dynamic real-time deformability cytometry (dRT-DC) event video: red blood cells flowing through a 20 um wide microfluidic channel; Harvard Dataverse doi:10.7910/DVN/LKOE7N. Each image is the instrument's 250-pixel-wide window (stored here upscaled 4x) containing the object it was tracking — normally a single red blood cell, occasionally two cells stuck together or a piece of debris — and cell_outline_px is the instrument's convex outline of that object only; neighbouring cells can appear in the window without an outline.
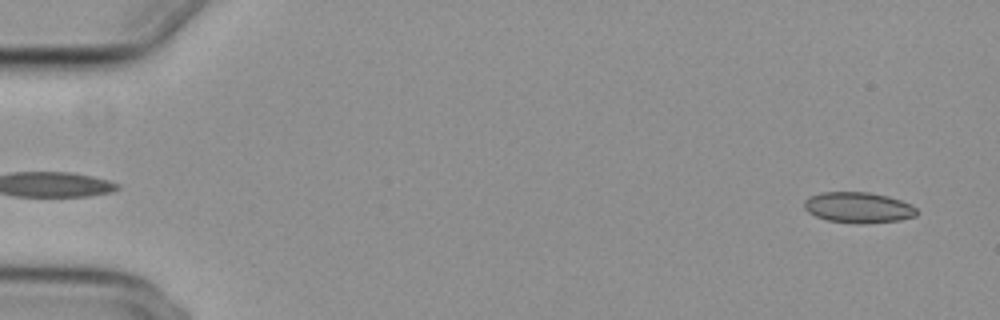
{"species": "common noctule bat (a hibernating species)", "species_latin": "Nyctalus noctula", "temperature_condition": "cold", "stored_images_in_passage": 56, "camera_frame_rate_fps": 3000, "um_per_image_px": 0.085, "animal": {"sex": "female", "body_mass_g": 29.2, "forearm_length_mm": 56.3}, "frame": {"image": 1, "passage_image": 3, "time_ms": 0.667, "image_size_px": [1000, 320], "cell_outline_px": [[920, 212], [916, 216], [900, 220], [860, 224], [856, 224], [828, 220], [816, 216], [808, 212], [804, 208], [804, 200], [808, 196], [820, 192], [868, 192], [888, 196], [912, 204]], "centroid_in_image_um": [72.97, 17.64], "position_along_channel_um": 12.0, "area_um2": 20.4}}
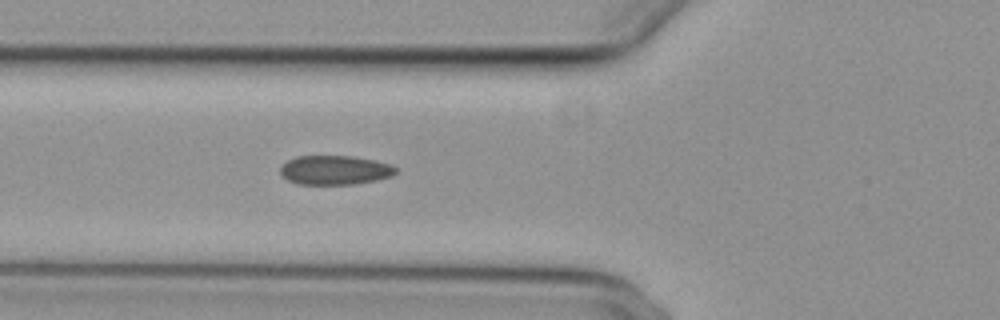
{"frame": {"image": 2, "passage_image": 21, "time_ms": 6.667, "image_size_px": [1000, 320], "cell_outline_px": [[396, 172], [392, 176], [376, 180], [356, 184], [296, 184], [288, 180], [280, 172], [280, 168], [288, 160], [296, 156], [352, 156], [376, 160], [392, 164], [396, 168]], "centroid_in_image_um": [28.49, 14.45], "position_along_channel_um": 97.3, "area_um2": 19.71}}
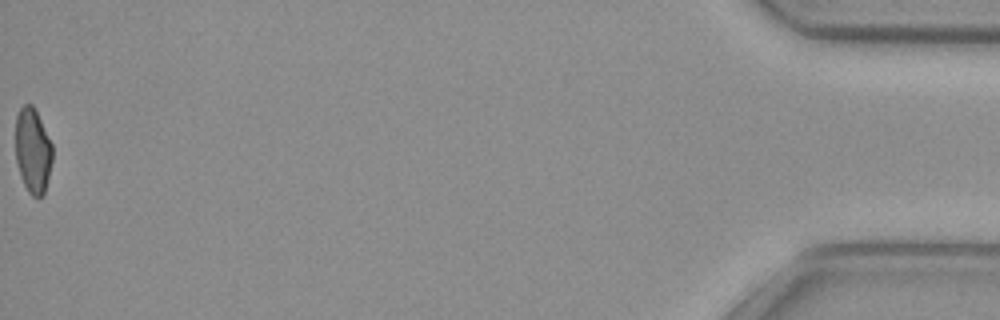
{"frame": {"image": 3, "passage_image": 56, "time_ms": 18.333, "image_size_px": [1000, 320], "cell_outline_px": [[52, 160], [44, 192], [40, 196], [32, 196], [28, 192], [20, 176], [16, 160], [16, 116], [20, 108], [24, 104], [32, 104], [36, 108], [52, 144]], "centroid_in_image_um": [2.78, 12.75], "position_along_channel_um": 432.4, "area_um2": 18.26}, "authors_computed_cell_mechanics": {"area_um2": 19.941, "velocity_mm_per_s": 3.7355, "shape_relaxation_time_tau1_ms": 10.0702, "shape_relaxation_time_tau2_ms": 1.9107, "deformation_change_tau1": 0.1613, "deformation_change_tau2": 0.0421}}